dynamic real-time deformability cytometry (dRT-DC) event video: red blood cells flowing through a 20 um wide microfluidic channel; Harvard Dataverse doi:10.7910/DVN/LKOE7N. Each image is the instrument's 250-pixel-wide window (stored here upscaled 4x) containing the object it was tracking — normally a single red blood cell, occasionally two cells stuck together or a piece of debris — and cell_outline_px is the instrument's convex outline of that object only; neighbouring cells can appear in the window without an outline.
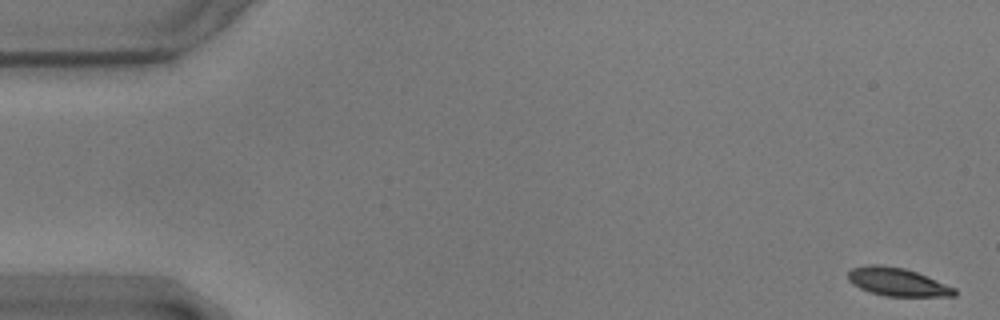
{"species": "common noctule bat (a hibernating species)", "species_latin": "Nyctalus noctula", "temperature_condition": "warm", "stored_images_in_passage": 56, "camera_frame_rate_fps": 3000, "um_per_image_px": 0.085, "animal": {"sex": "male", "body_mass_g": 17.9}, "frame": {"image": 1, "passage_image": 1, "time_ms": 0.0, "image_size_px": [1000, 320], "cell_outline_px": [[956, 296], [884, 296], [860, 288], [852, 284], [848, 280], [848, 272], [852, 268], [872, 264], [876, 264], [904, 268], [916, 272], [956, 288]], "centroid_in_image_um": [76.27, 23.97], "position_along_channel_um": 8.7, "area_um2": 17.28}}
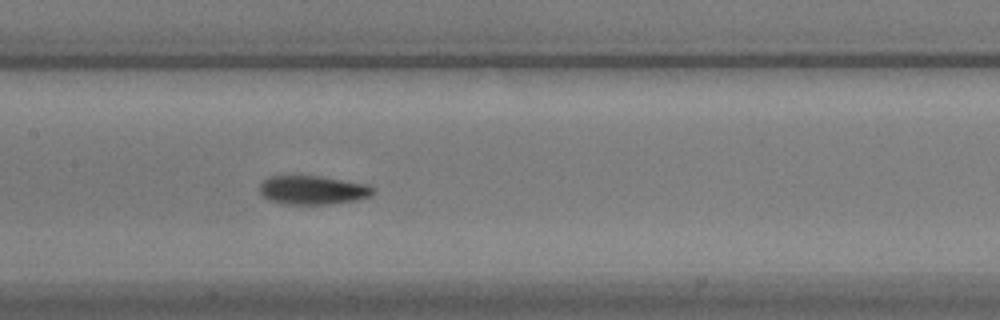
{"frame": {"image": 2, "passage_image": 27, "time_ms": 8.667, "image_size_px": [1000, 320], "cell_outline_px": [[376, 192], [372, 196], [356, 200], [328, 204], [284, 204], [268, 200], [260, 196], [260, 184], [264, 180], [272, 176], [320, 176], [368, 184], [376, 188]], "centroid_in_image_um": [26.61, 16.16], "position_along_channel_um": 180.8, "area_um2": 19.25}}
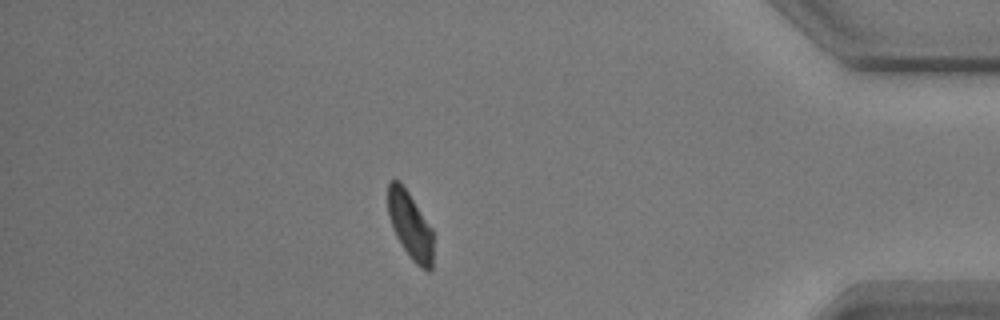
{"frame": {"image": 3, "passage_image": 49, "time_ms": 16.0, "image_size_px": [1000, 320], "cell_outline_px": [[432, 268], [428, 272], [420, 268], [408, 256], [396, 236], [392, 228], [388, 216], [388, 180], [400, 180], [432, 228]], "centroid_in_image_um": [34.85, 19.17], "position_along_channel_um": 400.4, "area_um2": 17.8}, "authors_computed_cell_mechanics": {"area_um2": 18.5827, "velocity_mm_per_s": 3.5392, "shape_relaxation_time_tau1_ms": 2.6752, "shape_relaxation_time_tau2_ms": 2.0716, "deformation_change_tau1": 0.1116, "deformation_change_tau2": 0.0665}}